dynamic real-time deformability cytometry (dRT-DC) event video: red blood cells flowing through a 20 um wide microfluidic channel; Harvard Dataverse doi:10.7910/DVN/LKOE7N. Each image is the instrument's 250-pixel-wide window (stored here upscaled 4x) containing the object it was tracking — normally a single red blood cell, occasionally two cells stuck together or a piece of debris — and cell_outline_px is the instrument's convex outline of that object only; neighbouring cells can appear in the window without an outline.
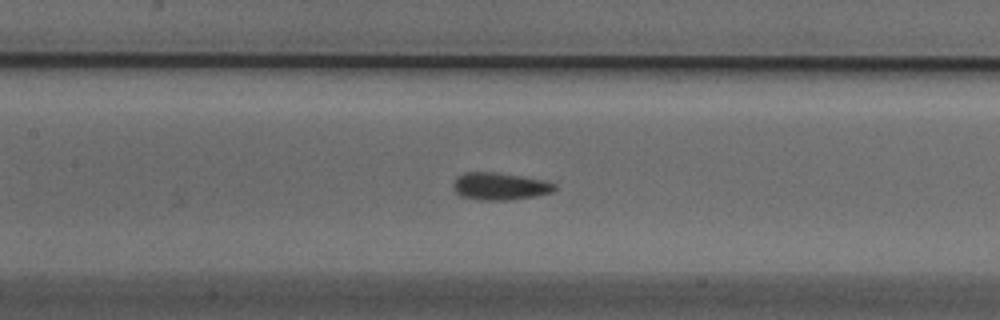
{"species": "Egyptian fruit bat (a non-hibernating species)", "species_latin": "Rousettus aegyptiacus", "temperature_condition": "cold", "stored_images_in_passage": 47, "camera_frame_rate_fps": 3000, "um_per_image_px": 0.085, "animal": {"sex": "male"}, "frame": {"image": 1, "passage_image": 17, "time_ms": 5.333, "image_size_px": [1000, 320], "cell_outline_px": [[556, 188], [552, 192], [532, 196], [508, 200], [484, 200], [460, 196], [452, 188], [452, 184], [464, 172], [492, 172], [548, 180], [556, 184]], "centroid_in_image_um": [42.5, 15.83], "position_along_channel_um": 164.9, "area_um2": 16.01}}
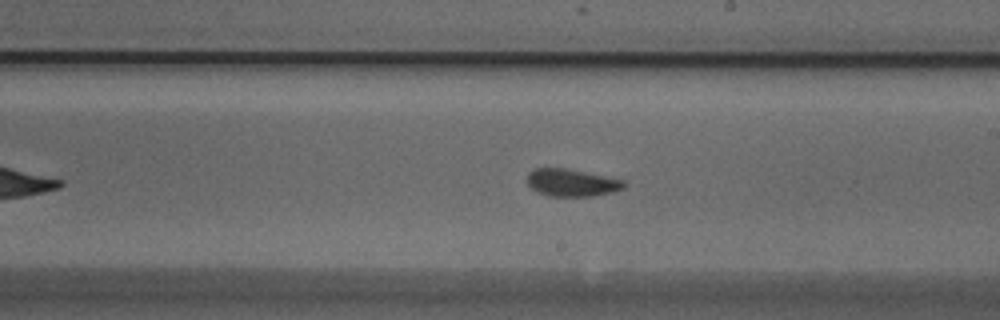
{"frame": {"image": 2, "passage_image": 23, "time_ms": 7.333, "image_size_px": [1000, 320], "cell_outline_px": [[624, 188], [612, 192], [592, 196], [548, 196], [536, 192], [528, 184], [528, 172], [532, 168], [564, 168], [624, 180]], "centroid_in_image_um": [48.55, 15.53], "position_along_channel_um": 240.5, "area_um2": 15.32}}
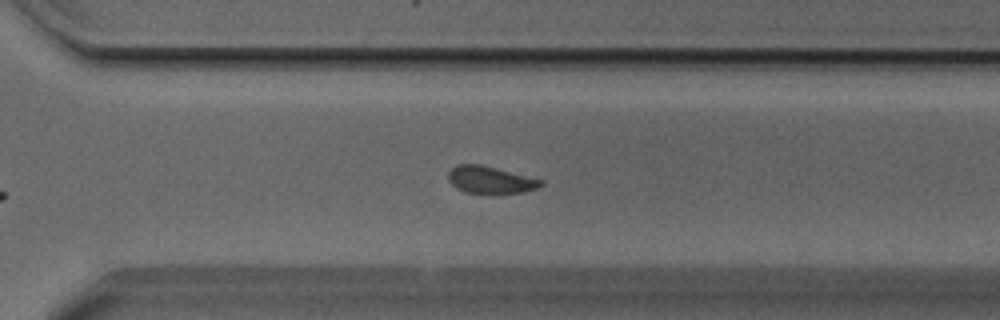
{"frame": {"image": 3, "passage_image": 30, "time_ms": 9.667, "image_size_px": [1000, 320], "cell_outline_px": [[544, 184], [536, 188], [524, 192], [464, 192], [456, 188], [448, 180], [448, 172], [456, 164], [480, 164], [544, 180]], "centroid_in_image_um": [41.66, 15.26], "position_along_channel_um": 328.9, "area_um2": 14.39}, "authors_computed_cell_mechanics": {"area_um2": 15.3748, "velocity_mm_per_s": 3.7896, "shape_relaxation_time_tau1_ms": 9.9668, "shape_relaxation_time_tau2_ms": 3.5694, "deformation_change_tau1": 0.1827, "deformation_change_tau2": 0.0841}}